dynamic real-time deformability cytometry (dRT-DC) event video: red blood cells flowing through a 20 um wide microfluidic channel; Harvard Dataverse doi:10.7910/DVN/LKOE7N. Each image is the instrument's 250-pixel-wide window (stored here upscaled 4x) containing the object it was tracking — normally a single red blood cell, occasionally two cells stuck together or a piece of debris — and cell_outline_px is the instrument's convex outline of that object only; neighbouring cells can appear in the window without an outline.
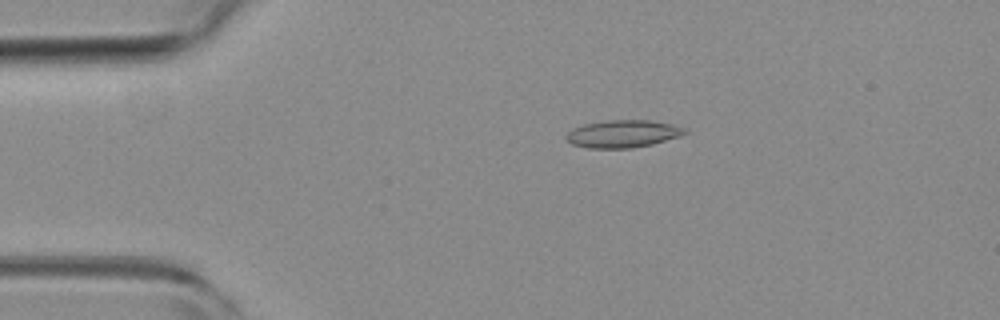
{"species": "common noctule bat (a hibernating species)", "species_latin": "Nyctalus noctula", "temperature_condition": "room temperature", "stored_images_in_passage": 4, "camera_frame_rate_fps": 3000, "um_per_image_px": 0.085, "animal": {"sex": "female", "body_mass_g": 19.3, "forearm_length_mm": 54.1}, "frame": {"image": 1, "passage_image": 3, "time_ms": 0.667, "image_size_px": [1000, 320], "cell_outline_px": [[688, 132], [680, 136], [652, 144], [632, 148], [588, 148], [572, 144], [564, 136], [572, 128], [584, 124], [608, 120], [652, 120], [672, 124], [688, 128]], "centroid_in_image_um": [52.97, 11.36], "position_along_channel_um": 32.0, "area_um2": 19.13}}